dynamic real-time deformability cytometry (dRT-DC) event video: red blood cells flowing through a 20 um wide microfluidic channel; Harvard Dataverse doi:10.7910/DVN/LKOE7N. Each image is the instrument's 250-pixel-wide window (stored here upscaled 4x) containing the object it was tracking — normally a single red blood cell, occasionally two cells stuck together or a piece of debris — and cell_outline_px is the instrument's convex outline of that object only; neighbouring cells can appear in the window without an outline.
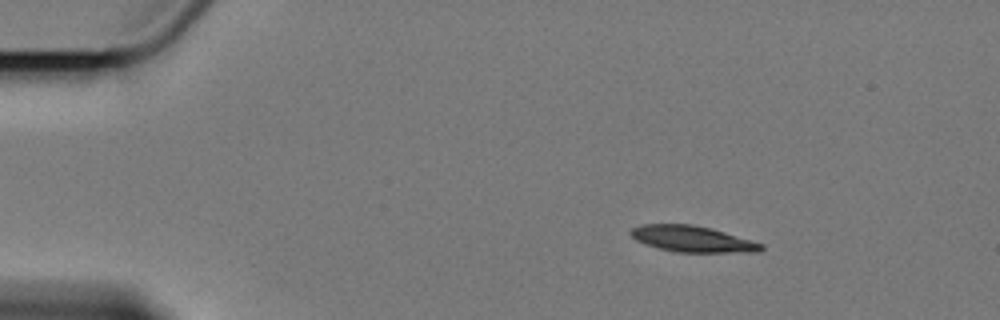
{"species": "Egyptian fruit bat (a non-hibernating species)", "species_latin": "Rousettus aegyptiacus", "temperature_condition": "cold", "stored_images_in_passage": 4, "camera_frame_rate_fps": 3000, "um_per_image_px": 0.085, "animal": {"sex": "female"}, "frame": {"image": 1, "passage_image": 2, "time_ms": 1.0, "image_size_px": [1000, 320], "cell_outline_px": [[764, 248], [760, 252], [676, 252], [644, 244], [636, 240], [628, 232], [632, 228], [640, 224], [692, 224], [712, 228], [752, 240], [764, 244]], "centroid_in_image_um": [58.86, 20.3], "position_along_channel_um": 26.1, "area_um2": 20.0}}